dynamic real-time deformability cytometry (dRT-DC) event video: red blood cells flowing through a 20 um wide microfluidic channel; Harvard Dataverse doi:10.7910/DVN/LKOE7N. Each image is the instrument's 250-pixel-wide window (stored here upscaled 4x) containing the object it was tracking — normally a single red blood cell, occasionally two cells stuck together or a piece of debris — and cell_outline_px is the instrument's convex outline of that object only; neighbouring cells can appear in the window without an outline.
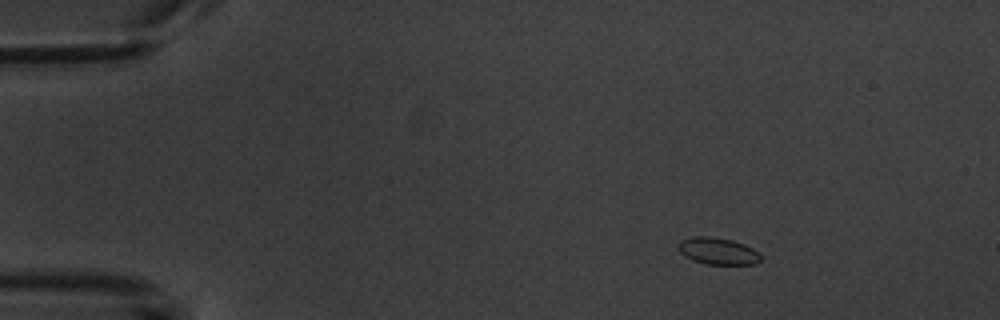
{"species": "common noctule bat (a hibernating species)", "species_latin": "Nyctalus noctula", "temperature_condition": "warm", "stored_images_in_passage": 8, "camera_frame_rate_fps": 3000, "um_per_image_px": 0.085, "animal": {"sex": "male", "body_mass_g": 20.1, "forearm_length_mm": 53.5}, "frame": {"image": 1, "passage_image": 2, "time_ms": 1.333, "image_size_px": [1000, 320], "cell_outline_px": [[760, 260], [756, 264], [704, 264], [692, 260], [684, 256], [680, 252], [676, 244], [680, 240], [696, 236], [708, 236], [732, 240], [744, 244], [760, 252]], "centroid_in_image_um": [60.99, 21.34], "position_along_channel_um": 24.0, "area_um2": 13.01}}
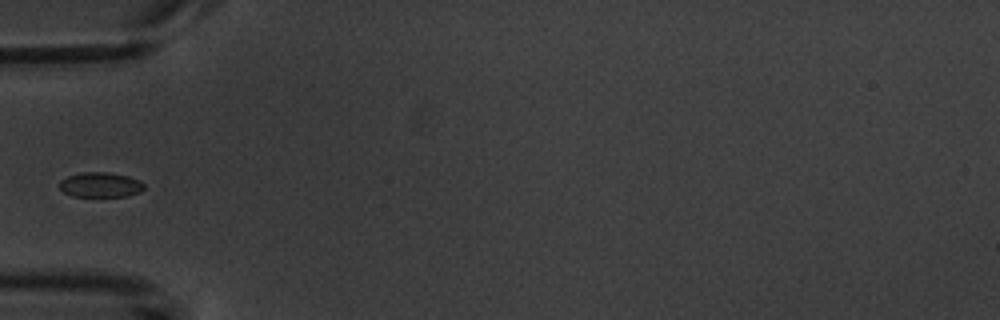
{"frame": {"image": 2, "passage_image": 5, "time_ms": 5.0, "image_size_px": [1000, 320], "cell_outline_px": [[144, 188], [140, 192], [128, 196], [72, 196], [64, 192], [60, 188], [60, 180], [68, 176], [80, 172], [108, 172], [128, 176], [140, 180], [144, 184]], "centroid_in_image_um": [8.55, 15.7], "position_along_channel_um": 76.5, "area_um2": 12.31}}
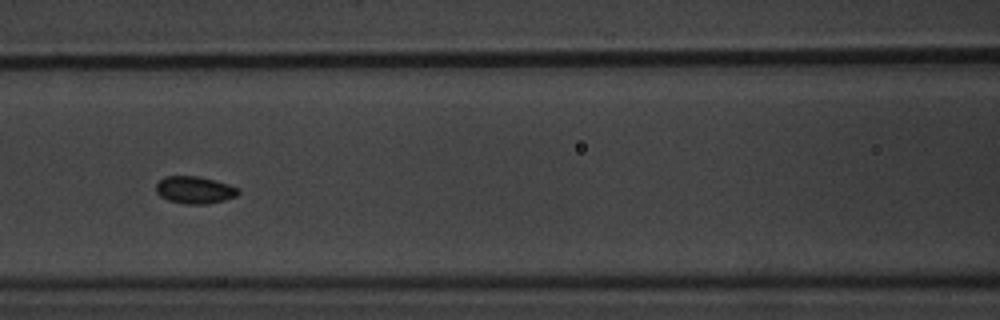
{"frame": {"image": 3, "passage_image": 7, "time_ms": 7.0, "image_size_px": [1000, 320], "cell_outline_px": [[240, 192], [236, 196], [224, 200], [208, 204], [184, 204], [168, 200], [160, 196], [156, 192], [156, 184], [164, 176], [200, 176], [228, 184], [240, 188]], "centroid_in_image_um": [16.55, 16.14], "position_along_channel_um": 150.0, "area_um2": 13.18}}